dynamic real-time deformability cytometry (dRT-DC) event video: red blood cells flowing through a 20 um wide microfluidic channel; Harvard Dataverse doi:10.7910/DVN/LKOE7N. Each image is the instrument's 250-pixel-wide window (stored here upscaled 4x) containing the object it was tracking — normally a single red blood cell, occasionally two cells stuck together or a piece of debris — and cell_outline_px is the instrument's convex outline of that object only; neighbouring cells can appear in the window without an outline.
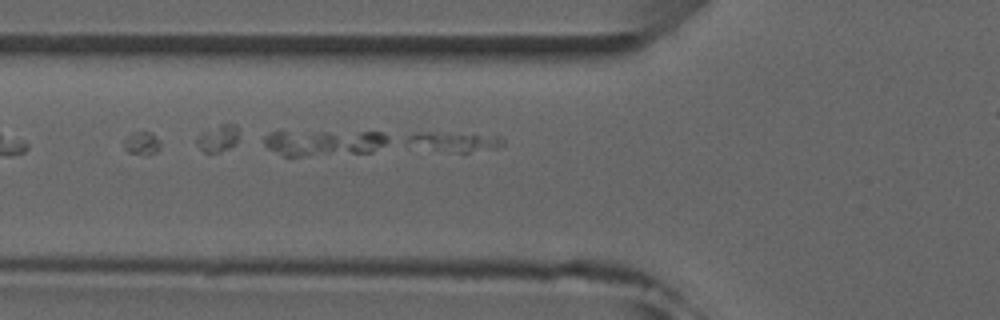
{"species": "common noctule bat (a hibernating species)", "species_latin": "Nyctalus noctula", "temperature_condition": "room temperature", "stored_images_in_passage": 5, "camera_frame_rate_fps": 3000, "um_per_image_px": 0.085, "animal": {"sex": "male", "forearm_length_mm": 52.5}, "frame": {"image": 1, "passage_image": 4, "time_ms": 4.333, "image_size_px": [1000, 320], "cell_outline_px": [[504, 144], [496, 148], [468, 152], [304, 156], [284, 156], [268, 148], [264, 144], [264, 136], [272, 132], [428, 132], [500, 136], [504, 140]], "centroid_in_image_um": [31.98, 12.16], "position_along_channel_um": 93.8, "area_um2": 35.37}}